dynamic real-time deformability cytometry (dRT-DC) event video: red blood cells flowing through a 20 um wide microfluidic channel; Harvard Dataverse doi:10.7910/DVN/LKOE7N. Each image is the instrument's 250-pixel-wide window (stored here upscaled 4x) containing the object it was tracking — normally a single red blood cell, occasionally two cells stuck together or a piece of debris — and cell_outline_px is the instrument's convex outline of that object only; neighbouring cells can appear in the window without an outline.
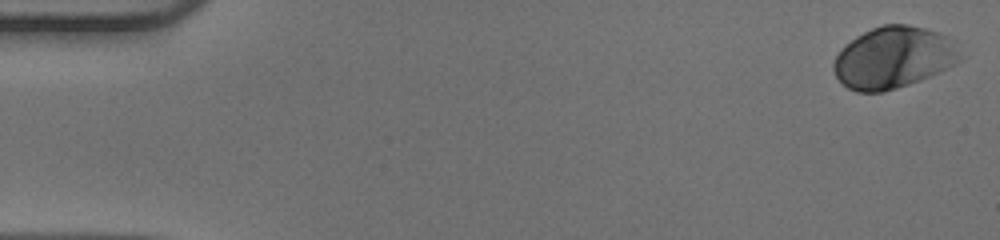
{"species": "human", "species_latin": "Homo sapiens", "temperature_condition": "warm", "stored_images_in_passage": 52, "camera_frame_rate_fps": 3000, "um_per_image_px": 0.085, "donor": {"sex": "male"}, "frame": {"image": 1, "passage_image": 1, "time_ms": 0.0, "image_size_px": [1000, 240], "cell_outline_px": [[960, 60], [956, 64], [920, 80], [896, 88], [880, 92], [856, 92], [848, 88], [836, 76], [832, 68], [832, 64], [836, 56], [856, 36], [872, 28], [884, 24], [908, 24], [924, 28], [936, 32], [944, 36]], "centroid_in_image_um": [75.85, 4.91], "position_along_channel_um": 9.1, "area_um2": 44.22}}
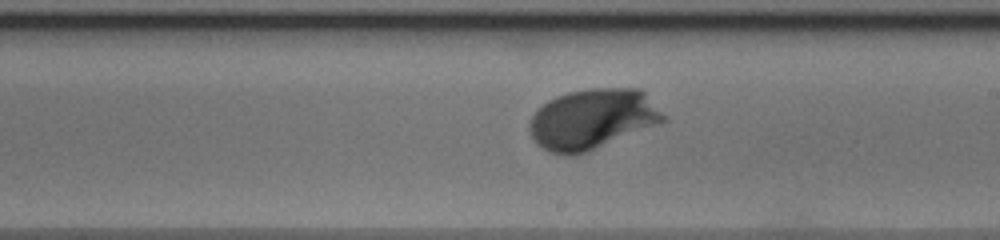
{"frame": {"image": 2, "passage_image": 30, "time_ms": 9.667, "image_size_px": [1000, 240], "cell_outline_px": [[668, 120], [584, 152], [572, 156], [568, 156], [548, 152], [536, 144], [528, 128], [528, 124], [532, 116], [548, 100], [556, 96], [568, 92], [592, 88], [640, 88], [644, 92]], "centroid_in_image_um": [50.31, 10.12], "position_along_channel_um": 238.7, "area_um2": 46.47}}
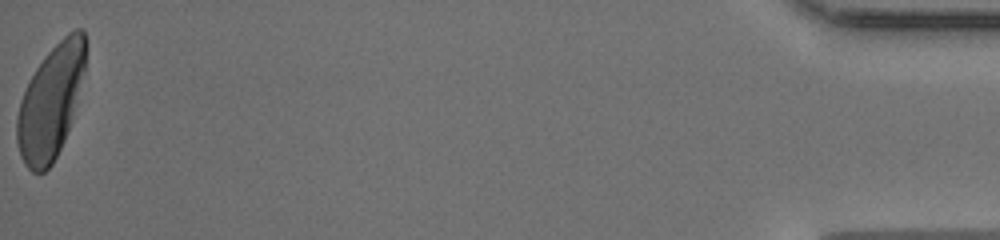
{"frame": {"image": 3, "passage_image": 52, "time_ms": 17.0, "image_size_px": [1000, 240], "cell_outline_px": [[88, 44], [84, 72], [68, 128], [64, 140], [52, 164], [44, 172], [32, 172], [24, 164], [20, 156], [16, 140], [16, 116], [20, 100], [36, 68], [44, 56], [68, 32], [76, 28], [80, 28], [84, 32]], "centroid_in_image_um": [4.3, 8.64], "position_along_channel_um": 430.9, "area_um2": 44.97}, "authors_computed_cell_mechanics": {"area_um2": 44.4193, "velocity_mm_per_s": 3.9277, "shape_relaxation_time_tau1_ms": 1.8548, "shape_relaxation_time_tau2_ms": null, "deformation_change_tau1": 0.145, "deformation_change_tau2": null}}